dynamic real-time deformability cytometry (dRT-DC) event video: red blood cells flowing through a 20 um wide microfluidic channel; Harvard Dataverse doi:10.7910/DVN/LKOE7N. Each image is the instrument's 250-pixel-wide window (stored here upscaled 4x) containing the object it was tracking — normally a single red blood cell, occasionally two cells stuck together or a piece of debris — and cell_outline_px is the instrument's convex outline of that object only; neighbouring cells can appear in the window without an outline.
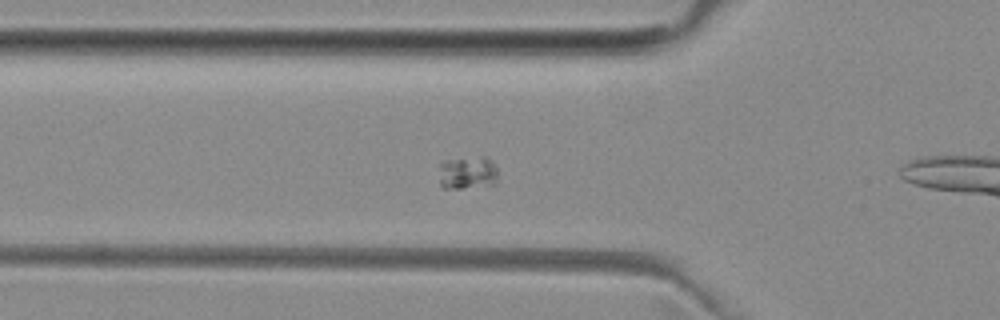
{"species": "common noctule bat (a hibernating species)", "species_latin": "Nyctalus noctula", "temperature_condition": "room temperature", "stored_images_in_passage": 19, "segment_of_instrument_passage": [1, 2], "camera_frame_rate_fps": 3000, "um_per_image_px": 0.085, "animal": {"sex": "female", "body_mass_g": 29.2, "forearm_length_mm": 56.3}, "frame": {"image": 1, "passage_image": 14, "time_ms": 4.333, "image_size_px": [1000, 320], "cell_outline_px": [[496, 184], [460, 188], [440, 188], [440, 164], [444, 160], [480, 156], [484, 156], [492, 160], [496, 168]], "centroid_in_image_um": [39.73, 14.67], "position_along_channel_um": 86.1, "area_um2": 11.39}}